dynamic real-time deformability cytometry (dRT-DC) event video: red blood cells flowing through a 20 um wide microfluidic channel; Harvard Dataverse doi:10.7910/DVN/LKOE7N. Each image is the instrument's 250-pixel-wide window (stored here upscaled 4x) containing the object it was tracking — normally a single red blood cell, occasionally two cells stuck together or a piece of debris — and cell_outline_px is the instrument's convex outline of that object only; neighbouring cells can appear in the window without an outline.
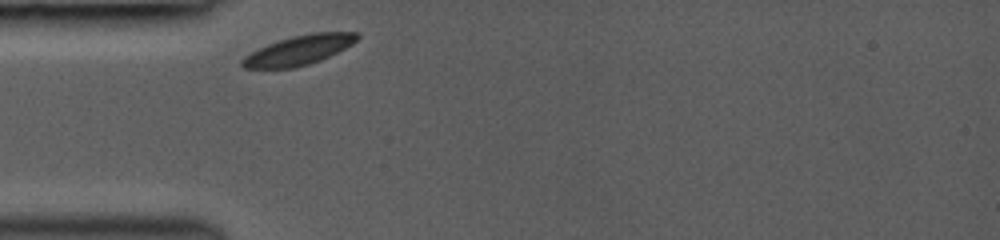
{"species": "common noctule bat (a hibernating species)", "species_latin": "Nyctalus noctula", "temperature_condition": "room temperature", "stored_images_in_passage": 28, "camera_frame_rate_fps": 3000, "um_per_image_px": 0.085, "animal": {"sex": "female", "body_mass_g": 19.0, "forearm_length_mm": 53.3}, "frame": {"image": 1, "passage_image": 1, "time_ms": 0.0, "image_size_px": [1000, 240], "cell_outline_px": [[360, 36], [352, 44], [320, 60], [308, 64], [292, 68], [244, 68], [240, 64], [240, 60], [244, 56], [268, 44], [292, 36], [312, 32], [356, 32]], "centroid_in_image_um": [25.39, 4.26], "position_along_channel_um": 59.6, "area_um2": 19.48}}
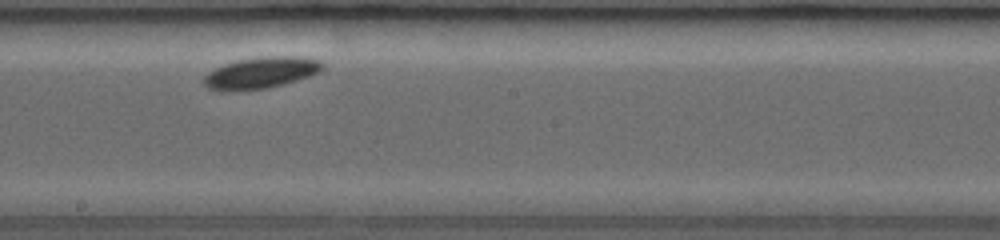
{"frame": {"image": 2, "passage_image": 14, "time_ms": 4.333, "image_size_px": [1000, 240], "cell_outline_px": [[324, 64], [316, 72], [308, 76], [284, 84], [268, 88], [228, 92], [224, 92], [208, 88], [204, 84], [204, 76], [208, 72], [224, 64], [240, 60], [268, 56], [296, 56], [320, 60]], "centroid_in_image_um": [22.13, 6.2], "position_along_channel_um": 226.1, "area_um2": 21.5}}
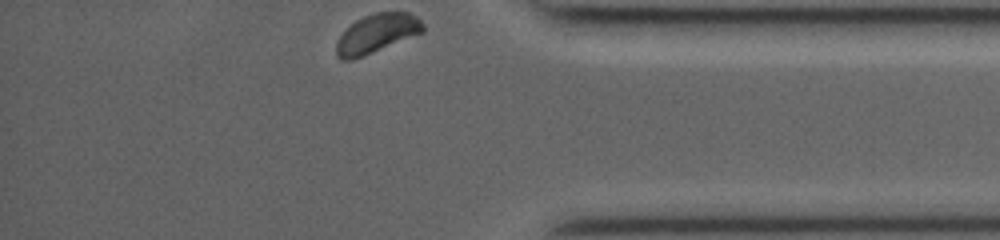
{"frame": {"image": 3, "passage_image": 28, "time_ms": 9.0, "image_size_px": [1000, 240], "cell_outline_px": [[424, 32], [352, 60], [340, 60], [336, 56], [336, 44], [340, 36], [356, 20], [372, 12], [408, 12], [416, 16], [424, 24]], "centroid_in_image_um": [32.03, 2.84], "position_along_channel_um": 403.2, "area_um2": 19.48}, "authors_computed_cell_mechanics": {"area_um2": 20.2878, "velocity_mm_per_s": 3.9321, "shape_relaxation_time_tau1_ms": 0.9383, "shape_relaxation_time_tau2_ms": null, "deformation_change_tau1": 0.0446, "deformation_change_tau2": null}}